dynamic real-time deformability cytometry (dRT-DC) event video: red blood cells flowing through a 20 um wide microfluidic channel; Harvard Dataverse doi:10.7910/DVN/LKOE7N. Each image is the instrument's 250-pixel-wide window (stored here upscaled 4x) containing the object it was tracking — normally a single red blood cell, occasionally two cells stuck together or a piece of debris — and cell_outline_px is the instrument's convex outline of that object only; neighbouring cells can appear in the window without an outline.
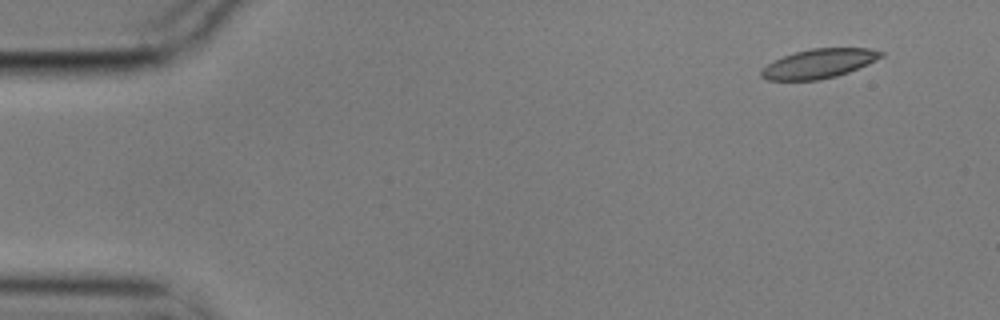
{"species": "common noctule bat (a hibernating species)", "species_latin": "Nyctalus noctula", "temperature_condition": "cold", "stored_images_in_passage": 5, "camera_frame_rate_fps": 3000, "um_per_image_px": 0.085, "animal": {"sex": "male", "body_mass_g": 17.9}, "frame": {"image": 1, "passage_image": 1, "time_ms": 0.0, "image_size_px": [1000, 320], "cell_outline_px": [[884, 56], [868, 64], [848, 72], [836, 76], [820, 80], [768, 80], [760, 76], [760, 72], [768, 64], [784, 56], [796, 52], [812, 48], [868, 48], [884, 52]], "centroid_in_image_um": [69.64, 5.4], "position_along_channel_um": 15.4, "area_um2": 20.23}}
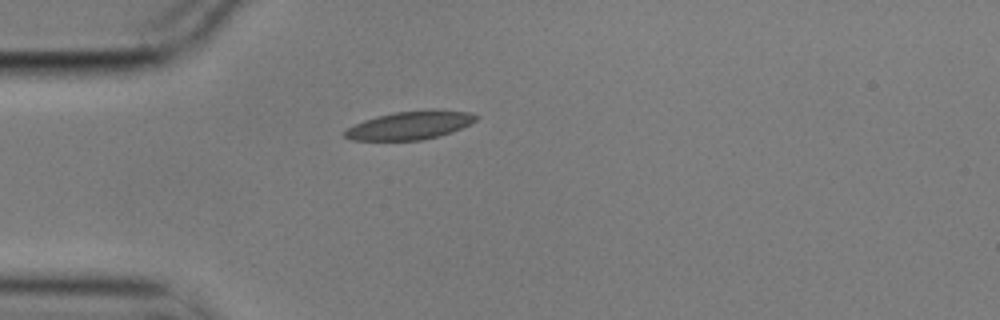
{"frame": {"image": 2, "passage_image": 4, "time_ms": 1.0, "image_size_px": [1000, 320], "cell_outline_px": [[480, 116], [476, 120], [452, 132], [420, 140], [352, 140], [344, 136], [344, 132], [348, 128], [364, 120], [376, 116], [396, 112], [432, 108], [436, 108], [468, 112]], "centroid_in_image_um": [34.88, 10.62], "position_along_channel_um": 50.1, "area_um2": 21.62}}